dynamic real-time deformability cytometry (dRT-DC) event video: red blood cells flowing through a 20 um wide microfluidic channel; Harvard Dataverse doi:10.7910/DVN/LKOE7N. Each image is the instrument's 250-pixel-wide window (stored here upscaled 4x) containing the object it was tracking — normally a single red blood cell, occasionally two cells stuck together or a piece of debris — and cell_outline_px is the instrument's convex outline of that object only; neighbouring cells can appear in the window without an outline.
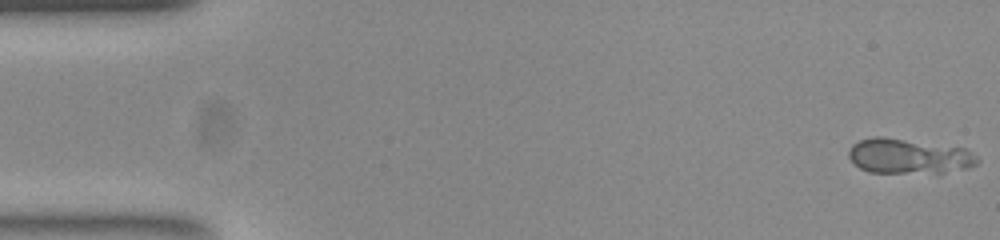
{"species": "common noctule bat (a hibernating species)", "species_latin": "Nyctalus noctula", "temperature_condition": "room temperature", "stored_images_in_passage": 15, "camera_frame_rate_fps": 3000, "um_per_image_px": 0.085, "animal": {"sex": "female", "body_mass_g": 23.0, "forearm_length_mm": 53.4}, "frame": {"image": 1, "passage_image": 1, "time_ms": 0.0, "image_size_px": [1000, 240], "cell_outline_px": [[980, 160], [976, 164], [968, 168], [944, 172], [868, 172], [860, 168], [848, 156], [848, 148], [852, 144], [860, 140], [876, 136], [884, 136], [964, 148], [972, 152]], "centroid_in_image_um": [77.23, 13.26], "position_along_channel_um": 7.8, "area_um2": 26.07}}